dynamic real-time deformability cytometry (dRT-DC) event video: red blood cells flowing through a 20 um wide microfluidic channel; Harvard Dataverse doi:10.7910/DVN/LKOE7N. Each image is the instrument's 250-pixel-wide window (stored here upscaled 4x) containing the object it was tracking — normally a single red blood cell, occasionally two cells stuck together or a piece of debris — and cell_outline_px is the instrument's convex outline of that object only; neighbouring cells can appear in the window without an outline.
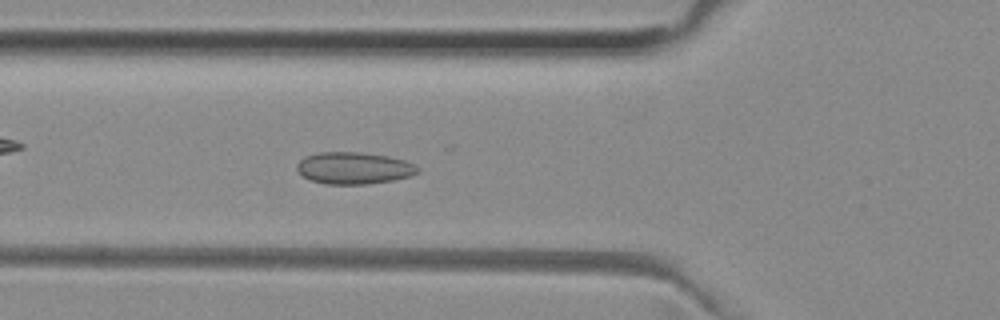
{"species": "common noctule bat (a hibernating species)", "species_latin": "Nyctalus noctula", "temperature_condition": "room temperature", "stored_images_in_passage": 42, "camera_frame_rate_fps": 3000, "um_per_image_px": 0.085, "animal": {"sex": "female", "body_mass_g": 29.2, "forearm_length_mm": 56.3}, "frame": {"image": 1, "passage_image": 9, "time_ms": 2.667, "image_size_px": [1000, 320], "cell_outline_px": [[420, 172], [412, 176], [392, 180], [368, 184], [324, 184], [312, 180], [304, 176], [296, 168], [296, 164], [304, 156], [320, 152], [360, 152], [388, 156], [404, 160], [420, 168]], "centroid_in_image_um": [30.09, 14.28], "position_along_channel_um": 95.7, "area_um2": 22.48}}
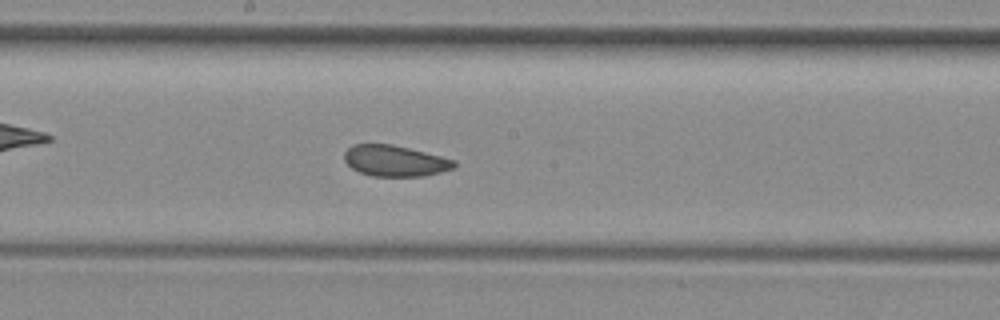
{"frame": {"image": 2, "passage_image": 18, "time_ms": 5.667, "image_size_px": [1000, 320], "cell_outline_px": [[456, 168], [424, 176], [372, 176], [360, 172], [352, 168], [344, 160], [344, 152], [352, 144], [392, 144], [456, 160]], "centroid_in_image_um": [33.57, 13.67], "position_along_channel_um": 214.6, "area_um2": 19.83}}
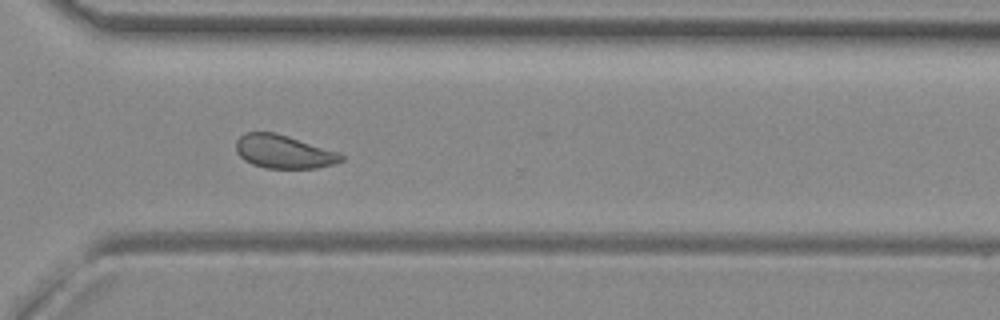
{"frame": {"image": 3, "passage_image": 28, "time_ms": 9.0, "image_size_px": [1000, 320], "cell_outline_px": [[344, 160], [332, 164], [316, 168], [264, 168], [252, 164], [244, 160], [236, 152], [236, 140], [244, 132], [276, 132], [340, 152], [344, 156]], "centroid_in_image_um": [24.11, 12.88], "position_along_channel_um": 346.5, "area_um2": 20.63}, "authors_computed_cell_mechanics": {"area_um2": 21.097, "velocity_mm_per_s": 3.9591, "shape_relaxation_time_tau1_ms": null, "shape_relaxation_time_tau2_ms": 1.689, "deformation_change_tau1": null, "deformation_change_tau2": 0.0518}}